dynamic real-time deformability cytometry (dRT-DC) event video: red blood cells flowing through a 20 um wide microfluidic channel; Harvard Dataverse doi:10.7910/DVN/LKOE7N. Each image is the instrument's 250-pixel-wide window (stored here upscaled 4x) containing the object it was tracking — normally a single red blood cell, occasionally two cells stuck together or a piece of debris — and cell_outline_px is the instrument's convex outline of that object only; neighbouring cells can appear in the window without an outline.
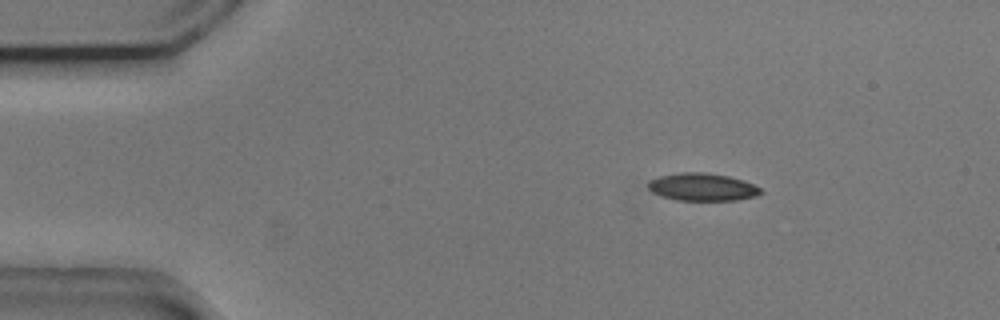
{"species": "common noctule bat (a hibernating species)", "species_latin": "Nyctalus noctula", "temperature_condition": "cold", "stored_images_in_passage": 49, "camera_frame_rate_fps": 3000, "um_per_image_px": 0.085, "animal": {"sex": "male", "body_mass_g": 20.5, "forearm_length_mm": 52.5}, "frame": {"image": 1, "passage_image": 3, "time_ms": 0.667, "image_size_px": [1000, 320], "cell_outline_px": [[764, 192], [756, 196], [736, 200], [676, 200], [660, 196], [652, 192], [648, 188], [648, 180], [660, 176], [680, 172], [704, 172], [728, 176], [744, 180], [760, 188]], "centroid_in_image_um": [59.68, 15.89], "position_along_channel_um": 25.3, "area_um2": 18.21}}
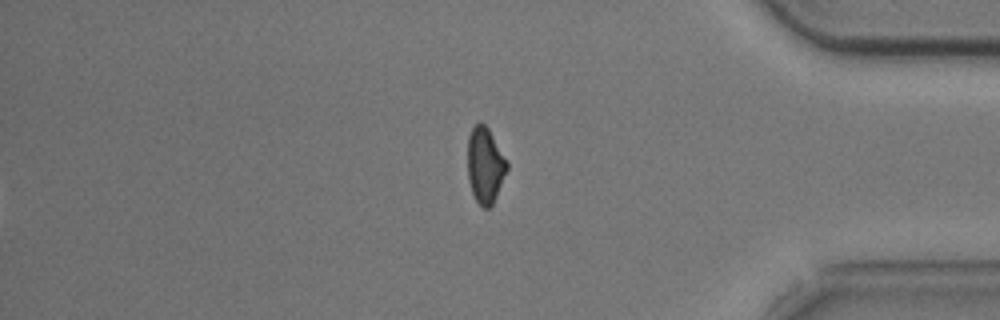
{"frame": {"image": 2, "passage_image": 40, "time_ms": 13.0, "image_size_px": [1000, 320], "cell_outline_px": [[508, 168], [496, 196], [492, 204], [488, 208], [484, 208], [476, 200], [472, 192], [468, 180], [468, 136], [472, 128], [480, 120], [488, 128], [508, 160]], "centroid_in_image_um": [41.24, 14.01], "position_along_channel_um": 394.0, "area_um2": 17.4}}
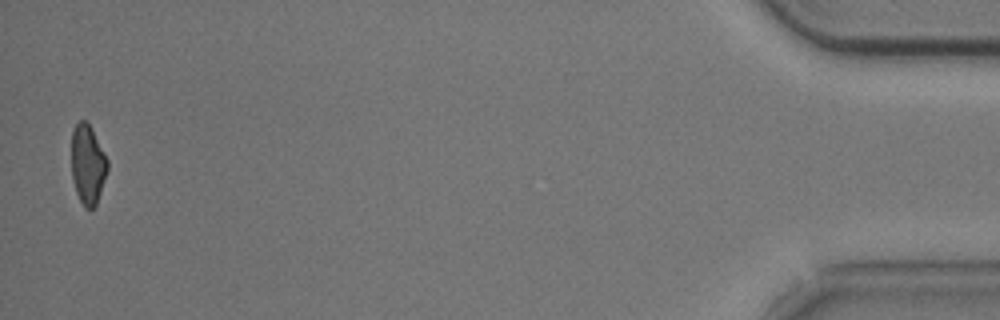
{"frame": {"image": 3, "passage_image": 48, "time_ms": 15.667, "image_size_px": [1000, 320], "cell_outline_px": [[108, 168], [96, 204], [92, 208], [84, 208], [76, 192], [72, 180], [72, 132], [76, 124], [80, 120], [84, 120], [92, 128], [108, 160]], "centroid_in_image_um": [7.45, 13.97], "position_along_channel_um": 427.7, "area_um2": 16.53}, "authors_computed_cell_mechanics": {"area_um2": 18.6694, "velocity_mm_per_s": 3.7201, "shape_relaxation_time_tau1_ms": 5.5248, "shape_relaxation_time_tau2_ms": 4.4115, "deformation_change_tau1": 0.1266, "deformation_change_tau2": 0.1127}}